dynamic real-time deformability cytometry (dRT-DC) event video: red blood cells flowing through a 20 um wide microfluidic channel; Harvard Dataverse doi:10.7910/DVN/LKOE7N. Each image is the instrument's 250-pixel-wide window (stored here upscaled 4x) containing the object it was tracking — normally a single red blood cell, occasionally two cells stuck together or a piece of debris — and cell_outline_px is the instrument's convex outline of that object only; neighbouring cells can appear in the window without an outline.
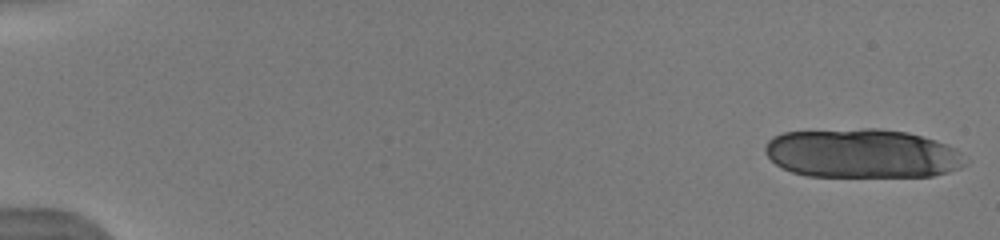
{"species": "human", "species_latin": "Homo sapiens", "temperature_condition": "warm", "stored_images_in_passage": 18, "camera_frame_rate_fps": 3000, "um_per_image_px": 0.085, "donor": {"sex": "male"}, "frame": {"image": 1, "passage_image": 1, "time_ms": 0.0, "image_size_px": [1000, 240], "cell_outline_px": [[972, 160], [968, 164], [960, 168], [948, 172], [932, 176], [808, 176], [792, 172], [776, 164], [764, 152], [764, 148], [768, 140], [772, 136], [784, 132], [864, 128], [876, 128], [908, 132], [936, 140], [948, 144], [956, 148]], "centroid_in_image_um": [73.35, 13.04], "position_along_channel_um": 11.7, "area_um2": 57.92}}